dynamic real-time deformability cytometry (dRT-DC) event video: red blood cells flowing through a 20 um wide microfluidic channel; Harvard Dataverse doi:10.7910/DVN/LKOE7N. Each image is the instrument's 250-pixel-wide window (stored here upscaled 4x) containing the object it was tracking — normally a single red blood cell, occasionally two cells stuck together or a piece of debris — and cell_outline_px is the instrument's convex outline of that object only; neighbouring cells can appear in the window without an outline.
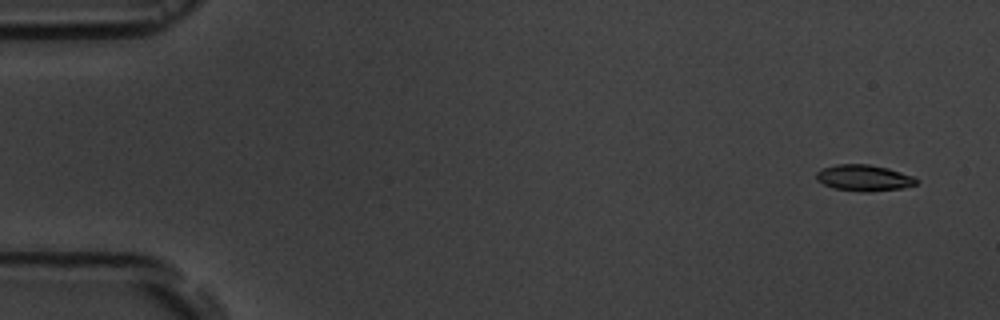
{"species": "common noctule bat (a hibernating species)", "species_latin": "Nyctalus noctula", "temperature_condition": "room temperature", "stored_images_in_passage": 4, "camera_frame_rate_fps": 3000, "um_per_image_px": 0.085, "animal": {"sex": "male", "body_mass_g": 19.5, "forearm_length_mm": 54.6}, "frame": {"image": 1, "passage_image": 1, "time_ms": 0.0, "image_size_px": [1000, 320], "cell_outline_px": [[916, 184], [900, 188], [868, 192], [860, 192], [832, 188], [816, 180], [816, 172], [824, 168], [836, 164], [868, 164], [888, 168], [912, 176], [916, 180]], "centroid_in_image_um": [73.38, 15.12], "position_along_channel_um": 11.6, "area_um2": 15.14}}
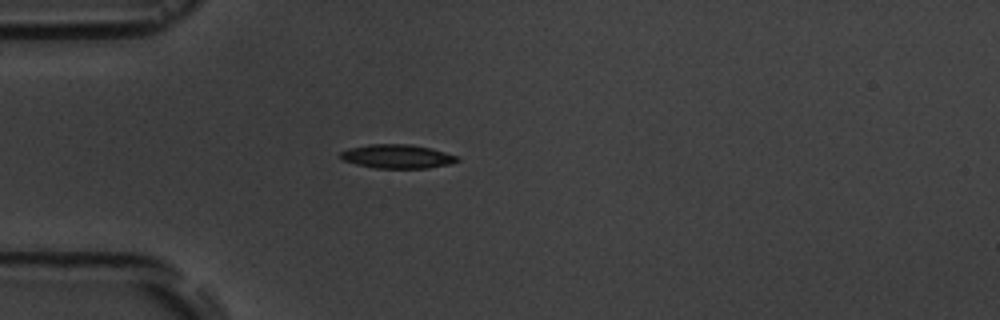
{"frame": {"image": 2, "passage_image": 4, "time_ms": 4.333, "image_size_px": [1000, 320], "cell_outline_px": [[460, 160], [448, 164], [428, 168], [376, 168], [356, 164], [344, 160], [340, 156], [340, 152], [348, 148], [368, 144], [412, 144], [432, 148], [460, 156]], "centroid_in_image_um": [33.8, 13.28], "position_along_channel_um": 51.2, "area_um2": 16.36}}